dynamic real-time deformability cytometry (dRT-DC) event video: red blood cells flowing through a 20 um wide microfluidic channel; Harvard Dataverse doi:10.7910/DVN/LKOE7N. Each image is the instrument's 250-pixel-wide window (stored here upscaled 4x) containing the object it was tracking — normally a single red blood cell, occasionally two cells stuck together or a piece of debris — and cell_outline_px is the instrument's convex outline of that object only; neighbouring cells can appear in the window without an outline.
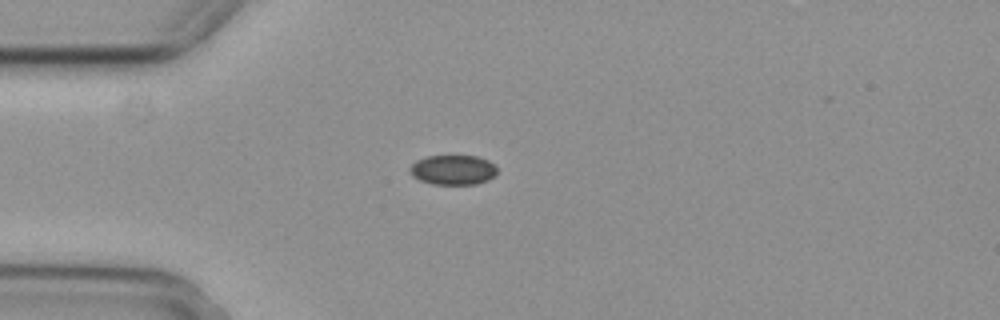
{"species": "common noctule bat (a hibernating species)", "species_latin": "Nyctalus noctula", "temperature_condition": "cold", "stored_images_in_passage": 5, "camera_frame_rate_fps": 3000, "um_per_image_px": 0.085, "animal": {"sex": "female", "body_mass_g": 29.2, "forearm_length_mm": 56.3}, "frame": {"image": 1, "passage_image": 3, "time_ms": 0.667, "image_size_px": [1000, 320], "cell_outline_px": [[496, 176], [488, 180], [476, 184], [432, 184], [420, 180], [412, 176], [408, 168], [416, 160], [428, 156], [476, 156], [488, 160], [496, 164]], "centroid_in_image_um": [38.52, 14.44], "position_along_channel_um": 46.5, "area_um2": 15.26}}
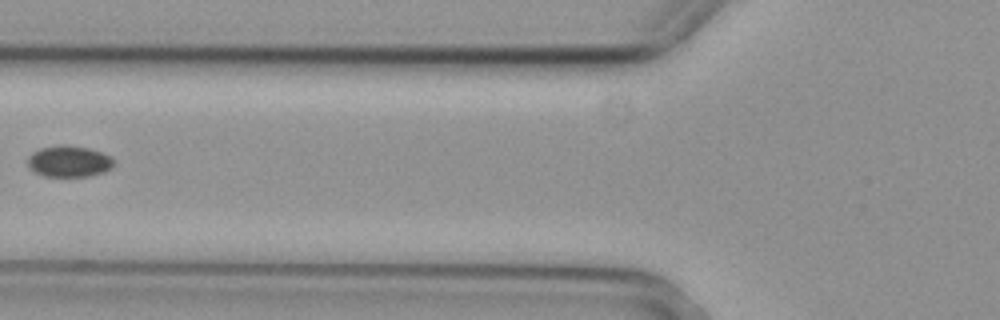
{"frame": {"image": 2, "passage_image": 5, "time_ms": 1.333, "image_size_px": [1000, 320], "cell_outline_px": [[112, 168], [104, 172], [88, 176], [44, 176], [28, 168], [28, 156], [32, 152], [40, 148], [60, 144], [64, 144], [88, 148], [100, 152], [108, 156], [112, 160]], "centroid_in_image_um": [5.81, 13.71], "position_along_channel_um": 120.0, "area_um2": 15.61}}